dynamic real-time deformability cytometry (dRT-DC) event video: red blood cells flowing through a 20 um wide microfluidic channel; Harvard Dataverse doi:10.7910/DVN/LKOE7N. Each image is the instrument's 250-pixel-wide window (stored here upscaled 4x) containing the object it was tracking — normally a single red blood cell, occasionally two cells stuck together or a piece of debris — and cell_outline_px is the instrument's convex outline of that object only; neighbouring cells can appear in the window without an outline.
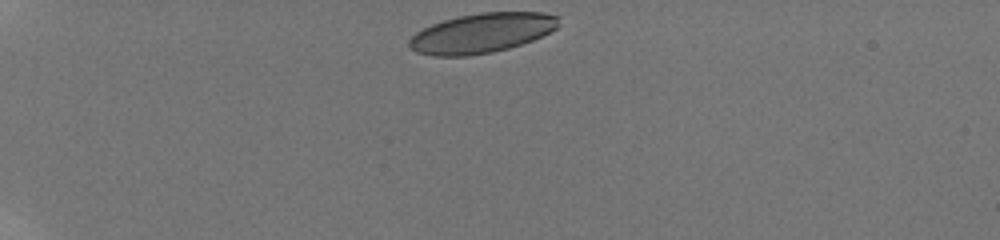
{"species": "human", "species_latin": "Homo sapiens", "temperature_condition": "room temperature", "stored_images_in_passage": 40, "camera_frame_rate_fps": 3000, "um_per_image_px": 0.085, "donor": {"sex": "male"}, "frame": {"image": 1, "passage_image": 1, "time_ms": 0.0, "image_size_px": [1000, 240], "cell_outline_px": [[560, 24], [556, 28], [532, 40], [508, 48], [492, 52], [468, 56], [432, 56], [416, 52], [408, 48], [408, 40], [416, 32], [432, 24], [444, 20], [460, 16], [480, 12], [540, 12], [560, 16]], "centroid_in_image_um": [40.93, 2.81], "position_along_channel_um": 44.1, "area_um2": 34.56}}
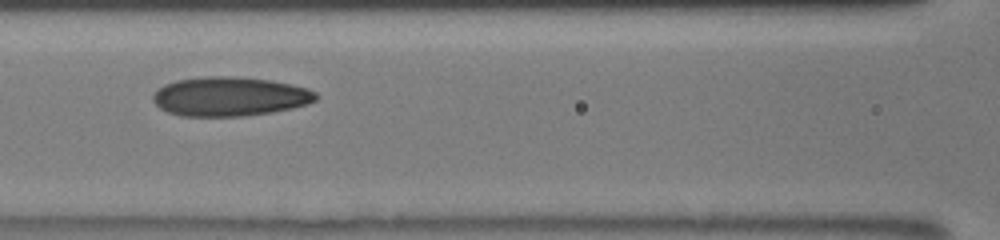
{"frame": {"image": 2, "passage_image": 14, "time_ms": 4.333, "image_size_px": [1000, 240], "cell_outline_px": [[316, 100], [308, 104], [292, 108], [272, 112], [240, 116], [180, 116], [168, 112], [160, 108], [152, 100], [152, 96], [164, 84], [176, 80], [208, 76], [232, 76], [272, 80], [308, 88], [316, 92]], "centroid_in_image_um": [19.53, 8.2], "position_along_channel_um": 147.1, "area_um2": 37.22}}
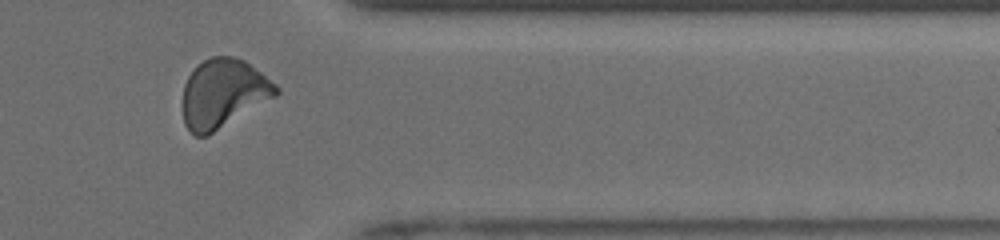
{"frame": {"image": 3, "passage_image": 33, "time_ms": 10.667, "image_size_px": [1000, 240], "cell_outline_px": [[280, 92], [276, 96], [208, 136], [196, 136], [184, 124], [184, 84], [188, 76], [196, 64], [212, 56], [232, 56], [244, 60], [276, 84], [280, 88]], "centroid_in_image_um": [18.98, 7.93], "position_along_channel_um": 392.4, "area_um2": 37.22}, "authors_computed_cell_mechanics": {"area_um2": 36.0094, "velocity_mm_per_s": 3.9455, "shape_relaxation_time_tau1_ms": 6.4801, "shape_relaxation_time_tau2_ms": 1.8682, "deformation_change_tau1": 0.1687, "deformation_change_tau2": 0.0871}}